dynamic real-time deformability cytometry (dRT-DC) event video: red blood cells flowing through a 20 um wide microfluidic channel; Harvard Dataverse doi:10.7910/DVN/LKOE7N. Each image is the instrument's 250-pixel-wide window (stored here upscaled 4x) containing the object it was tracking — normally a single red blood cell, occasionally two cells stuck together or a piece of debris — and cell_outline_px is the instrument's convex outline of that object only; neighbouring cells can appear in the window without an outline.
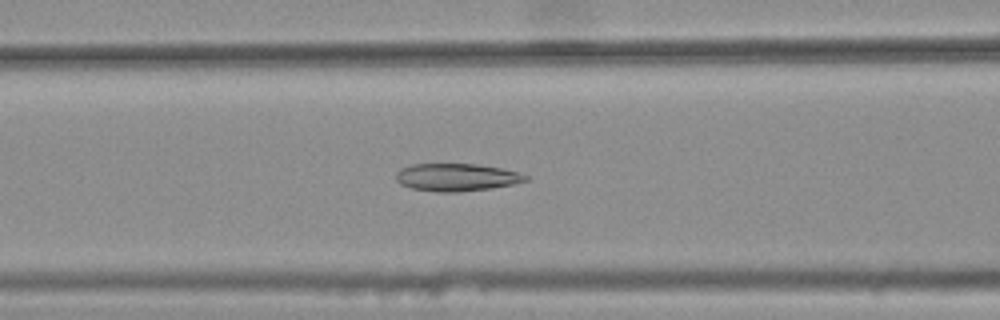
{"species": "common noctule bat (a hibernating species)", "species_latin": "Nyctalus noctula", "temperature_condition": "warm", "stored_images_in_passage": 42, "camera_frame_rate_fps": 3000, "um_per_image_px": 0.085, "animal": {"sex": "female", "body_mass_g": 25.1}, "frame": {"image": 1, "passage_image": 18, "time_ms": 5.667, "image_size_px": [1000, 320], "cell_outline_px": [[528, 180], [512, 184], [492, 188], [456, 192], [436, 192], [412, 188], [400, 184], [396, 180], [396, 172], [400, 168], [412, 164], [476, 164], [500, 168], [520, 172], [528, 176]], "centroid_in_image_um": [38.79, 15.07], "position_along_channel_um": 127.8, "area_um2": 20.87}}
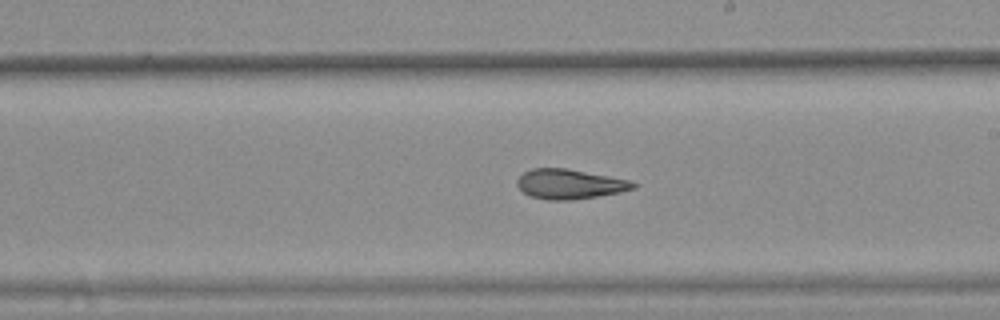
{"frame": {"image": 2, "passage_image": 27, "time_ms": 8.667, "image_size_px": [1000, 320], "cell_outline_px": [[636, 188], [620, 192], [596, 196], [568, 200], [548, 200], [528, 196], [516, 184], [516, 180], [524, 172], [532, 168], [568, 168], [632, 180], [636, 184]], "centroid_in_image_um": [48.42, 15.63], "position_along_channel_um": 240.6, "area_um2": 20.23}}
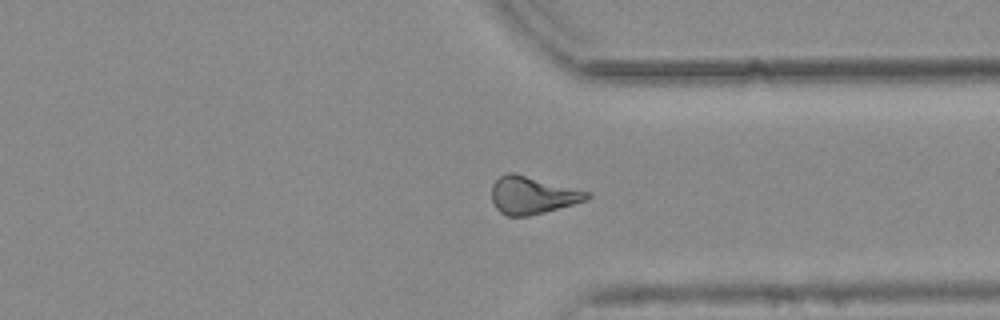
{"frame": {"image": 3, "passage_image": 37, "time_ms": 12.0, "image_size_px": [1000, 320], "cell_outline_px": [[592, 196], [588, 200], [544, 212], [528, 216], [508, 216], [500, 212], [496, 208], [492, 200], [492, 184], [500, 176], [508, 172], [516, 172], [592, 192]], "centroid_in_image_um": [45.29, 16.57], "position_along_channel_um": 366.1, "area_um2": 21.15}, "authors_computed_cell_mechanics": {"area_um2": 20.6635, "velocity_mm_per_s": 3.7723, "shape_relaxation_time_tau1_ms": null, "shape_relaxation_time_tau2_ms": 4.3505, "deformation_change_tau1": null, "deformation_change_tau2": 0.1116}}